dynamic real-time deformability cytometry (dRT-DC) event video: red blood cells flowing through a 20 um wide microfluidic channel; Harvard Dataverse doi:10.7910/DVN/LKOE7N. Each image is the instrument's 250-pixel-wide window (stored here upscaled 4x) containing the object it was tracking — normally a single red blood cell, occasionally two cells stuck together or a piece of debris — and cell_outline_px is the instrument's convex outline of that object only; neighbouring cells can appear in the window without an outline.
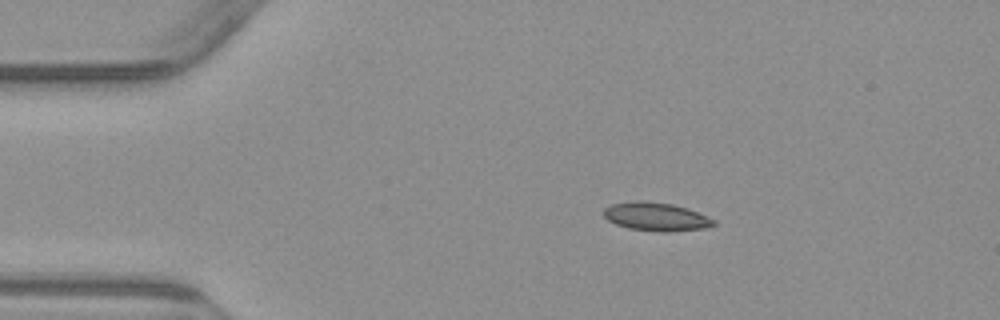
{"species": "common noctule bat (a hibernating species)", "species_latin": "Nyctalus noctula", "temperature_condition": "warm", "stored_images_in_passage": 5, "camera_frame_rate_fps": 3000, "um_per_image_px": 0.085, "animal": {"sex": "male", "body_mass_g": 23.1, "forearm_length_mm": 52.7}, "frame": {"image": 1, "passage_image": 1, "time_ms": 0.0, "image_size_px": [1000, 320], "cell_outline_px": [[716, 224], [704, 228], [668, 232], [660, 232], [628, 228], [616, 224], [608, 220], [604, 216], [604, 208], [612, 204], [632, 200], [640, 200], [672, 204], [688, 208], [716, 220]], "centroid_in_image_um": [55.76, 18.41], "position_along_channel_um": 29.2, "area_um2": 18.26}}
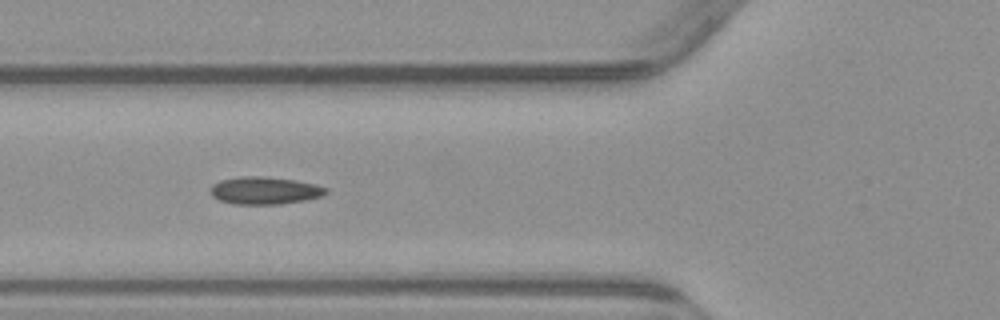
{"frame": {"image": 2, "passage_image": 4, "time_ms": 3.333, "image_size_px": [1000, 320], "cell_outline_px": [[328, 192], [324, 196], [304, 200], [280, 204], [236, 204], [220, 200], [212, 196], [208, 192], [208, 188], [212, 184], [220, 180], [240, 176], [264, 176], [296, 180], [316, 184], [328, 188]], "centroid_in_image_um": [22.49, 16.18], "position_along_channel_um": 103.3, "area_um2": 18.79}}
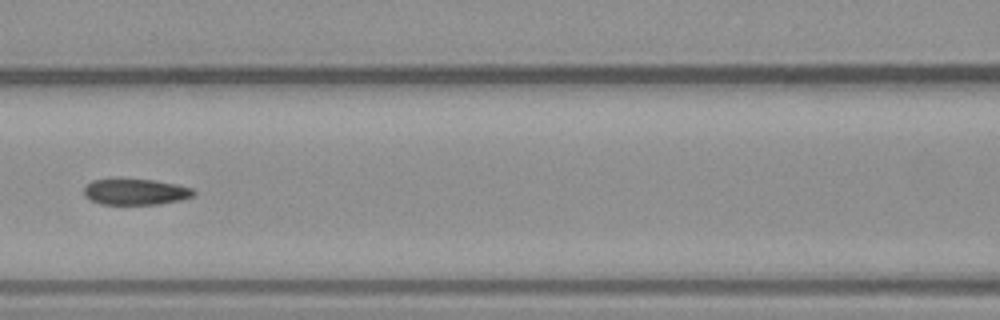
{"frame": {"image": 3, "passage_image": 5, "time_ms": 4.667, "image_size_px": [1000, 320], "cell_outline_px": [[196, 192], [192, 196], [180, 200], [156, 204], [100, 204], [84, 196], [84, 184], [92, 180], [116, 176], [156, 180], [176, 184], [192, 188]], "centroid_in_image_um": [11.44, 16.25], "position_along_channel_um": 155.2, "area_um2": 17.34}}